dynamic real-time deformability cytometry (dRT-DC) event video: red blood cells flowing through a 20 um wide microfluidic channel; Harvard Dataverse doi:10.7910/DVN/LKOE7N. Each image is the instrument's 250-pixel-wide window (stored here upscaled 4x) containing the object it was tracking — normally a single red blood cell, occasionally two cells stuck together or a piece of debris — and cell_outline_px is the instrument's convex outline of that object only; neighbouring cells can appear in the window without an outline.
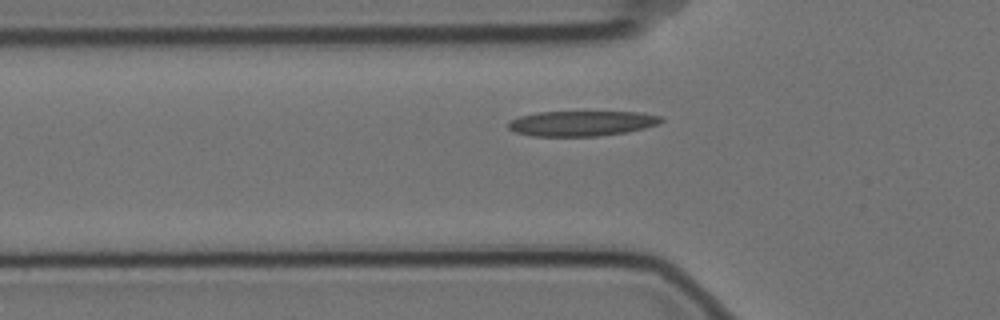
{"species": "Egyptian fruit bat (a non-hibernating species)", "species_latin": "Rousettus aegyptiacus", "temperature_condition": "cold", "stored_images_in_passage": 37, "camera_frame_rate_fps": 3000, "um_per_image_px": 0.085, "animal": {"sex": "female"}, "frame": {"image": 1, "passage_image": 5, "time_ms": 1.333, "image_size_px": [1000, 320], "cell_outline_px": [[664, 120], [660, 124], [628, 132], [600, 136], [532, 136], [516, 132], [508, 128], [508, 120], [520, 116], [536, 112], [640, 112], [664, 116]], "centroid_in_image_um": [49.48, 10.48], "position_along_channel_um": 76.3, "area_um2": 22.72}}
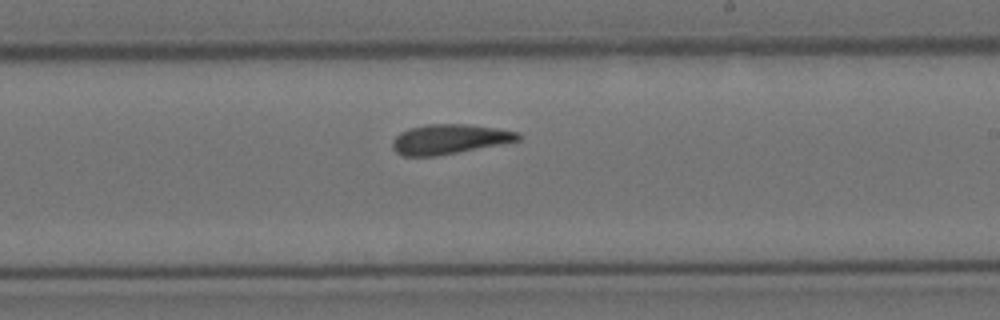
{"frame": {"image": 2, "passage_image": 20, "time_ms": 6.333, "image_size_px": [1000, 320], "cell_outline_px": [[520, 140], [500, 144], [436, 156], [404, 156], [396, 152], [392, 148], [392, 140], [400, 132], [408, 128], [428, 124], [468, 124], [496, 128], [520, 132]], "centroid_in_image_um": [38.17, 11.82], "position_along_channel_um": 250.8, "area_um2": 21.73}}
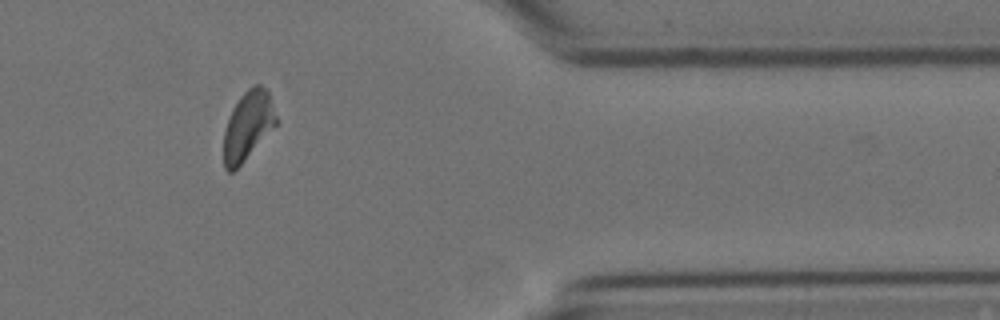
{"frame": {"image": 3, "passage_image": 34, "time_ms": 11.0, "image_size_px": [1000, 320], "cell_outline_px": [[276, 124], [244, 160], [232, 172], [228, 172], [224, 168], [224, 132], [232, 108], [240, 96], [248, 88], [256, 84], [260, 84], [268, 88], [276, 116]], "centroid_in_image_um": [21.06, 10.63], "position_along_channel_um": 390.3, "area_um2": 20.69}, "authors_computed_cell_mechanics": {"area_um2": 21.7328, "velocity_mm_per_s": 3.476, "shape_relaxation_time_tau1_ms": 6.3337, "shape_relaxation_time_tau2_ms": 1.96, "deformation_change_tau1": 0.1739, "deformation_change_tau2": 0.0839}}